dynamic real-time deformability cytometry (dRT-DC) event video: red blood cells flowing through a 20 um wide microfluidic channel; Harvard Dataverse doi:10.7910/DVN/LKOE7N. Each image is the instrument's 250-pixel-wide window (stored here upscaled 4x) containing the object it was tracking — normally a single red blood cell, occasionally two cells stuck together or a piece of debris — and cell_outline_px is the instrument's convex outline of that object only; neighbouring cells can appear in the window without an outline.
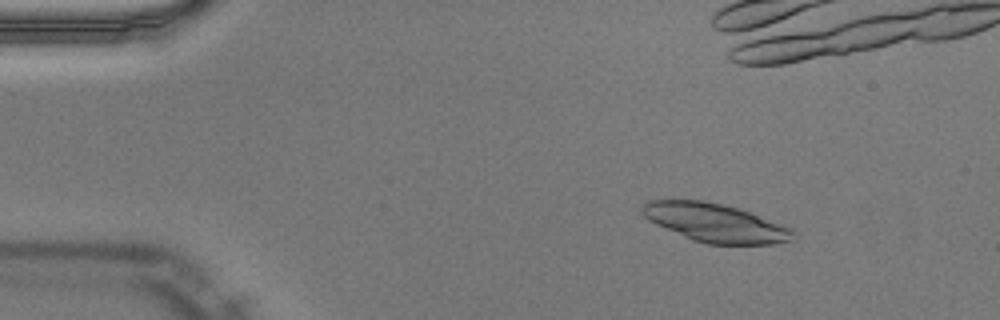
{"species": "Egyptian fruit bat (a non-hibernating species)", "species_latin": "Rousettus aegyptiacus", "temperature_condition": "warm", "stored_images_in_passage": 52, "camera_frame_rate_fps": 3000, "um_per_image_px": 0.085, "animal": {"sex": "male"}, "frame": {"image": 1, "passage_image": 8, "time_ms": 2.333, "image_size_px": [1000, 320], "cell_outline_px": [[792, 240], [776, 244], [708, 244], [692, 240], [656, 224], [648, 220], [640, 212], [640, 208], [648, 200], [704, 200], [724, 204], [748, 212], [788, 228], [792, 232]], "centroid_in_image_um": [60.7, 18.93], "position_along_channel_um": 24.3, "area_um2": 33.29}}